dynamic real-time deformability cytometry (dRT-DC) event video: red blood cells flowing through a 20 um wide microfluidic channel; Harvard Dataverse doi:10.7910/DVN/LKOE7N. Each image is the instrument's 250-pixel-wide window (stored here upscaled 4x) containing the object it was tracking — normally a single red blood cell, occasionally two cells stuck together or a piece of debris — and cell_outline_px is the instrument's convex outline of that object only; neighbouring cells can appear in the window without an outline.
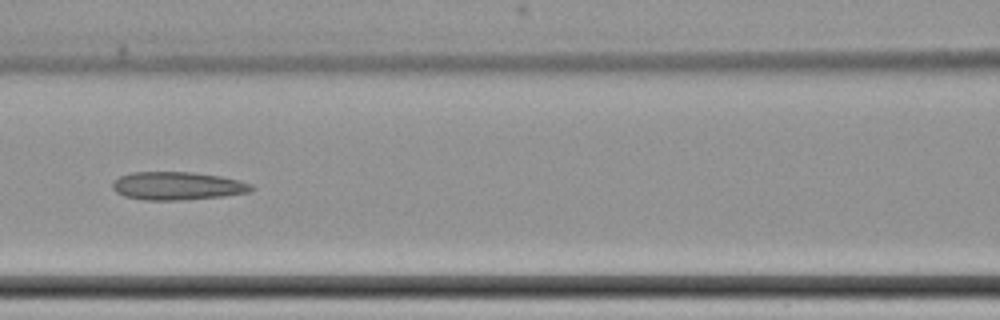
{"species": "common noctule bat (a hibernating species)", "species_latin": "Nyctalus noctula", "temperature_condition": "cold", "stored_images_in_passage": 9, "camera_frame_rate_fps": 3000, "um_per_image_px": 0.085, "animal": {"sex": "female", "body_mass_g": 22.7, "forearm_length_mm": 54.2}, "frame": {"image": 1, "passage_image": 9, "time_ms": 10.0, "image_size_px": [1000, 320], "cell_outline_px": [[256, 188], [248, 192], [224, 196], [184, 200], [144, 200], [124, 196], [116, 192], [112, 188], [112, 180], [120, 176], [132, 172], [192, 172], [220, 176], [252, 184]], "centroid_in_image_um": [15.05, 15.8], "position_along_channel_um": 151.5, "area_um2": 22.83}}